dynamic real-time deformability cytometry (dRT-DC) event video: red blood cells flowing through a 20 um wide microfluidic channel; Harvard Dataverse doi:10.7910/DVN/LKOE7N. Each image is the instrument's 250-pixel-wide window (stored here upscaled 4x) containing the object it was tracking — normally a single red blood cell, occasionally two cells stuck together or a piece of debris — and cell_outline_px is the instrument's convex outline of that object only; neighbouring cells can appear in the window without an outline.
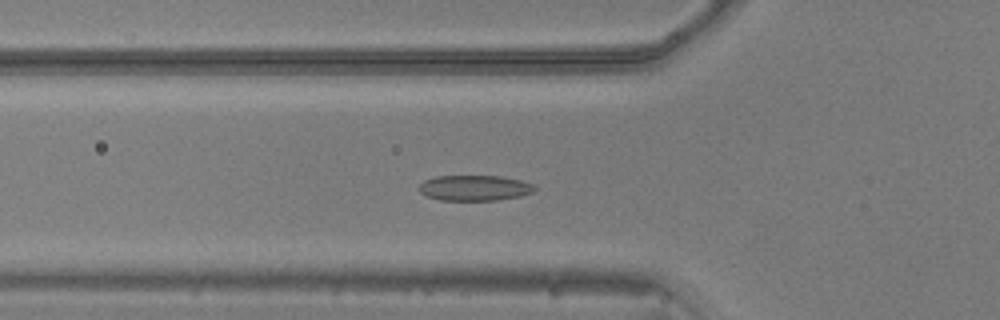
{"species": "common noctule bat (a hibernating species)", "species_latin": "Nyctalus noctula", "temperature_condition": "warm", "stored_images_in_passage": 38, "camera_frame_rate_fps": 3000, "um_per_image_px": 0.085, "animal": {"sex": "male", "body_mass_g": 20.5, "forearm_length_mm": 52.5}, "frame": {"image": 1, "passage_image": 4, "time_ms": 1.0, "image_size_px": [1000, 320], "cell_outline_px": [[536, 188], [532, 192], [520, 196], [496, 200], [440, 200], [428, 196], [420, 192], [416, 188], [424, 180], [436, 176], [500, 176], [520, 180], [532, 184]], "centroid_in_image_um": [40.3, 15.97], "position_along_channel_um": 85.5, "area_um2": 17.11}}
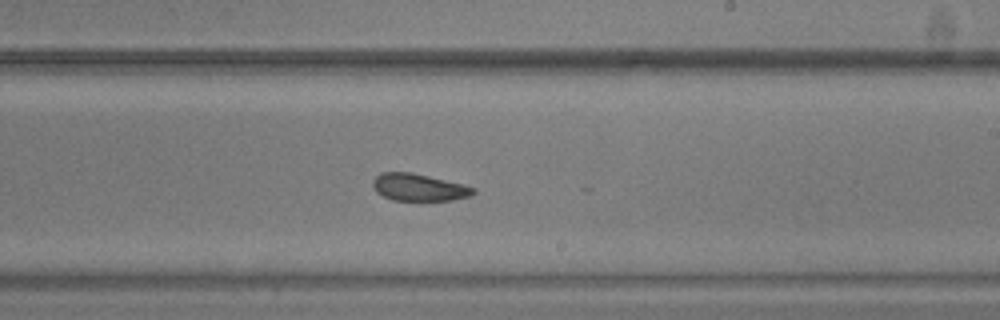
{"frame": {"image": 2, "passage_image": 17, "time_ms": 5.333, "image_size_px": [1000, 320], "cell_outline_px": [[476, 192], [472, 196], [452, 200], [392, 200], [376, 192], [372, 188], [372, 180], [380, 172], [412, 172], [464, 184], [476, 188]], "centroid_in_image_um": [35.61, 15.92], "position_along_channel_um": 253.4, "area_um2": 16.13}}
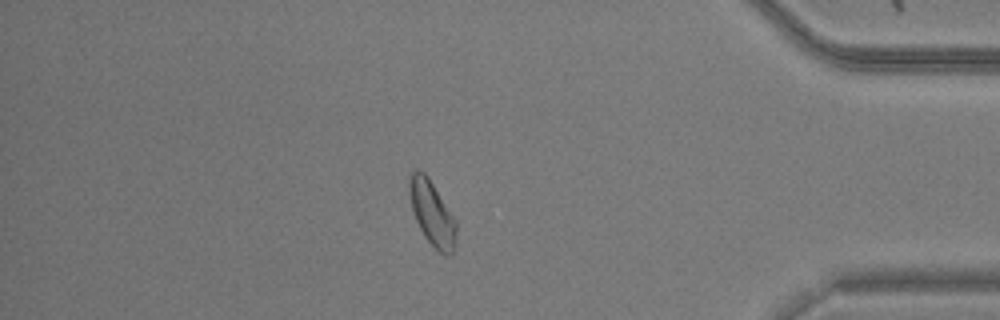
{"frame": {"image": 3, "passage_image": 31, "time_ms": 10.0, "image_size_px": [1000, 320], "cell_outline_px": [[456, 240], [452, 252], [448, 256], [444, 256], [424, 236], [416, 220], [412, 208], [408, 188], [408, 180], [412, 172], [416, 168], [424, 172], [428, 176], [456, 220]], "centroid_in_image_um": [36.72, 18.09], "position_along_channel_um": 398.5, "area_um2": 17.57}, "authors_computed_cell_mechanics": {"area_um2": 16.7331, "velocity_mm_per_s": 3.8602, "shape_relaxation_time_tau1_ms": 5.9583, "shape_relaxation_time_tau2_ms": 2.3974, "deformation_change_tau1": 0.1221, "deformation_change_tau2": 0.0863}}